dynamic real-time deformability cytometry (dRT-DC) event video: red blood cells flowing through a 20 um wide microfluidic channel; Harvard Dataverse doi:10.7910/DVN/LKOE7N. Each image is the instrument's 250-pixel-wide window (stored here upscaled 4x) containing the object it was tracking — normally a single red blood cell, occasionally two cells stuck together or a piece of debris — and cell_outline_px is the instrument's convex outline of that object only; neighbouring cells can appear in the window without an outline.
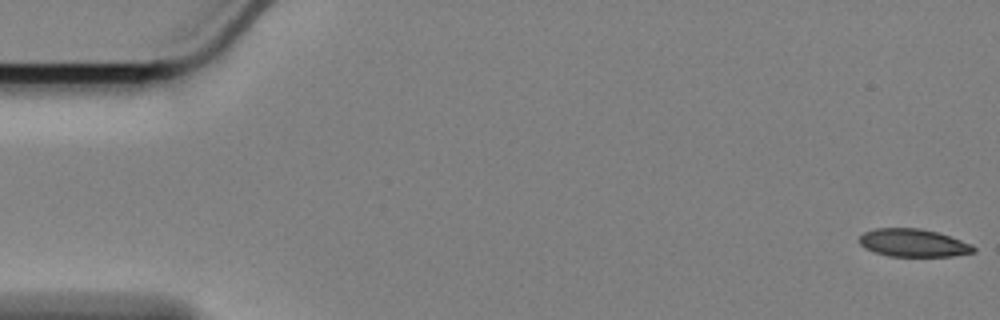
{"species": "Egyptian fruit bat (a non-hibernating species)", "species_latin": "Rousettus aegyptiacus", "temperature_condition": "cold", "stored_images_in_passage": 9, "camera_frame_rate_fps": 3000, "um_per_image_px": 0.085, "animal": {"sex": "female"}, "frame": {"image": 1, "passage_image": 1, "time_ms": 0.0, "image_size_px": [1000, 320], "cell_outline_px": [[976, 252], [952, 256], [888, 256], [864, 248], [860, 244], [860, 236], [864, 232], [876, 228], [920, 228], [936, 232], [972, 244], [976, 248]], "centroid_in_image_um": [77.63, 20.65], "position_along_channel_um": 7.4, "area_um2": 18.44}}